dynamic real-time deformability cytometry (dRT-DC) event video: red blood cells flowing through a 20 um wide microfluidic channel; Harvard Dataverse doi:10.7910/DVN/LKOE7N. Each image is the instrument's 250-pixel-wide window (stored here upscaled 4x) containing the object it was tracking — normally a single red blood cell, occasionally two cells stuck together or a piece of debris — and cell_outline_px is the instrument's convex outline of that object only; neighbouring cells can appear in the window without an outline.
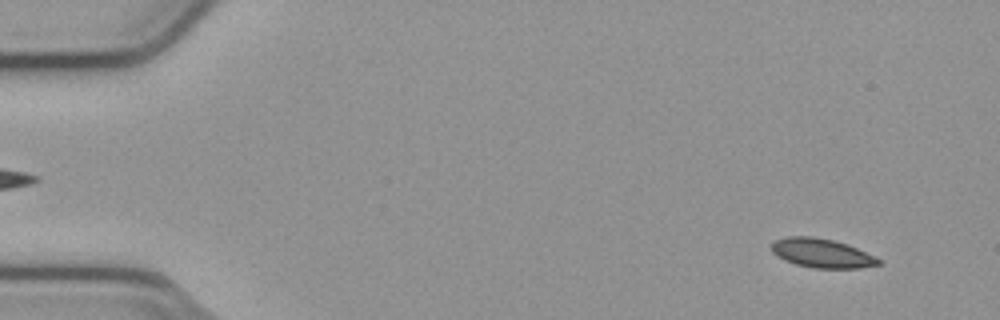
{"species": "common noctule bat (a hibernating species)", "species_latin": "Nyctalus noctula", "temperature_condition": "cold", "stored_images_in_passage": 54, "camera_frame_rate_fps": 3000, "um_per_image_px": 0.085, "animal": {"sex": "male", "body_mass_g": 23.1, "forearm_length_mm": 52.7}, "frame": {"image": 1, "passage_image": 4, "time_ms": 1.0, "image_size_px": [1000, 320], "cell_outline_px": [[880, 264], [860, 268], [812, 268], [796, 264], [784, 260], [776, 256], [772, 252], [772, 244], [776, 240], [788, 236], [812, 236], [832, 240], [848, 244], [880, 260]], "centroid_in_image_um": [69.81, 21.52], "position_along_channel_um": 15.2, "area_um2": 17.92}}
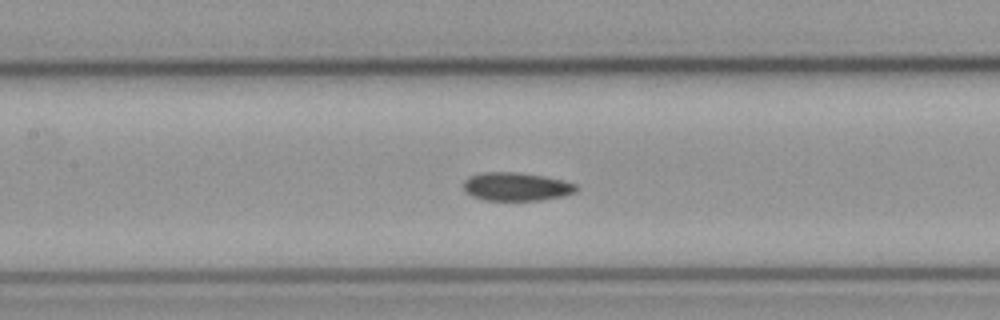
{"frame": {"image": 2, "passage_image": 25, "time_ms": 8.0, "image_size_px": [1000, 320], "cell_outline_px": [[580, 188], [576, 192], [564, 196], [540, 200], [484, 200], [472, 196], [464, 192], [464, 180], [468, 176], [484, 172], [516, 172], [544, 176], [564, 180], [576, 184]], "centroid_in_image_um": [43.9, 15.86], "position_along_channel_um": 163.5, "area_um2": 18.84}}
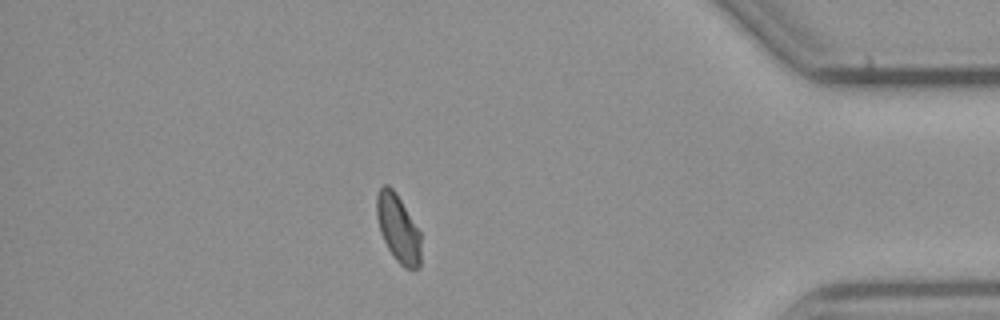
{"frame": {"image": 3, "passage_image": 47, "time_ms": 15.333, "image_size_px": [1000, 320], "cell_outline_px": [[420, 268], [412, 272], [404, 268], [396, 260], [388, 248], [380, 232], [376, 216], [376, 196], [380, 188], [384, 184], [388, 184], [396, 192], [420, 232]], "centroid_in_image_um": [33.84, 19.44], "position_along_channel_um": 401.4, "area_um2": 17.63}, "authors_computed_cell_mechanics": {"area_um2": 18.3226, "velocity_mm_per_s": 3.7997, "shape_relaxation_time_tau1_ms": null, "shape_relaxation_time_tau2_ms": 2.8694, "deformation_change_tau1": null, "deformation_change_tau2": 0.0626}}